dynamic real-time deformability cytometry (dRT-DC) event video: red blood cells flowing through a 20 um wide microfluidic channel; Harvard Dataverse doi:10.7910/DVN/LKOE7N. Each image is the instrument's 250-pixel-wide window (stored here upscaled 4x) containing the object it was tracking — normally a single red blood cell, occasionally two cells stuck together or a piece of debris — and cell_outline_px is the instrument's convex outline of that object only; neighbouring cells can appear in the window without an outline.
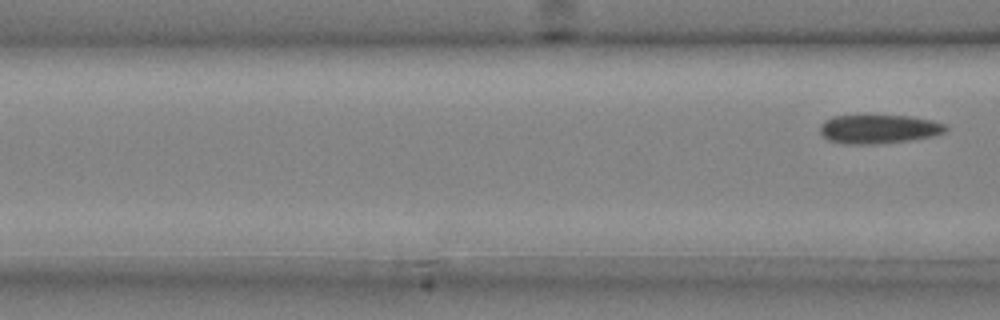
{"species": "common noctule bat (a hibernating species)", "species_latin": "Nyctalus noctula", "temperature_condition": "cold", "stored_images_in_passage": 3, "camera_frame_rate_fps": 3000, "um_per_image_px": 0.085, "animal": {"sex": "male", "body_mass_g": 20.4}, "frame": {"image": 1, "passage_image": 3, "time_ms": 0.667, "image_size_px": [1000, 320], "cell_outline_px": [[948, 128], [944, 132], [932, 136], [908, 140], [872, 144], [844, 144], [828, 140], [820, 132], [820, 124], [824, 120], [832, 116], [860, 112], [864, 112], [908, 116], [932, 120], [944, 124]], "centroid_in_image_um": [74.6, 10.9], "position_along_channel_um": 92.0, "area_um2": 22.08}}